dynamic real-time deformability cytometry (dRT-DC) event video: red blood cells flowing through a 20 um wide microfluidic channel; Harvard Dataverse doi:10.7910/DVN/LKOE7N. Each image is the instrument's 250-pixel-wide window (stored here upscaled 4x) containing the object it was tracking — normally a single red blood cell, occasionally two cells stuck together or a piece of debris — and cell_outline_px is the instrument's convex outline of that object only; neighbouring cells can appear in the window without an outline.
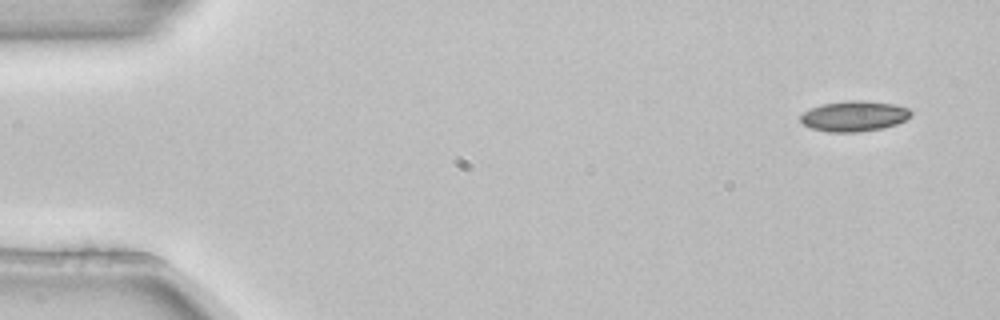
{"species": "common noctule bat (a hibernating species)", "species_latin": "Nyctalus noctula", "temperature_condition": "room temperature", "stored_images_in_passage": 5, "camera_frame_rate_fps": 3000, "um_per_image_px": 0.085, "animal": {"sex": "female", "body_mass_g": 22.7, "forearm_length_mm": 54.2}, "frame": {"image": 1, "passage_image": 1, "time_ms": 0.0, "image_size_px": [1000, 320], "cell_outline_px": [[912, 112], [904, 120], [896, 124], [880, 128], [856, 132], [828, 132], [812, 128], [804, 124], [800, 120], [800, 116], [804, 112], [820, 104], [852, 100], [860, 100], [892, 104], [908, 108]], "centroid_in_image_um": [72.57, 9.87], "position_along_channel_um": 12.4, "area_um2": 19.25}}
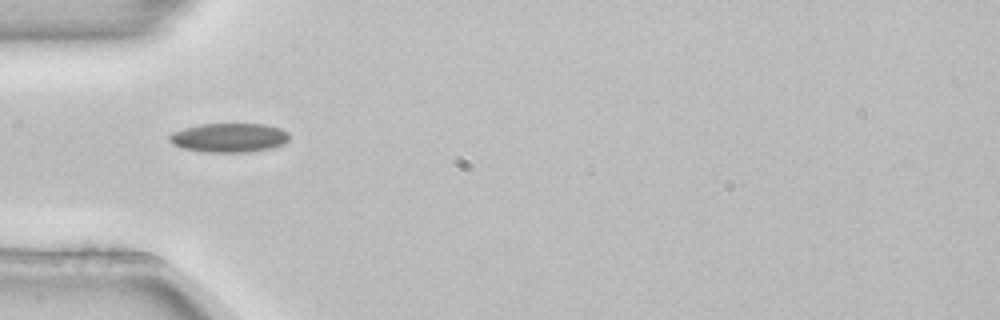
{"frame": {"image": 2, "passage_image": 4, "time_ms": 1.0, "image_size_px": [1000, 320], "cell_outline_px": [[288, 140], [284, 144], [268, 148], [248, 152], [204, 152], [184, 148], [172, 144], [168, 136], [172, 132], [184, 128], [200, 124], [264, 124], [280, 128], [288, 132]], "centroid_in_image_um": [19.46, 11.7], "position_along_channel_um": 65.5, "area_um2": 20.23}}